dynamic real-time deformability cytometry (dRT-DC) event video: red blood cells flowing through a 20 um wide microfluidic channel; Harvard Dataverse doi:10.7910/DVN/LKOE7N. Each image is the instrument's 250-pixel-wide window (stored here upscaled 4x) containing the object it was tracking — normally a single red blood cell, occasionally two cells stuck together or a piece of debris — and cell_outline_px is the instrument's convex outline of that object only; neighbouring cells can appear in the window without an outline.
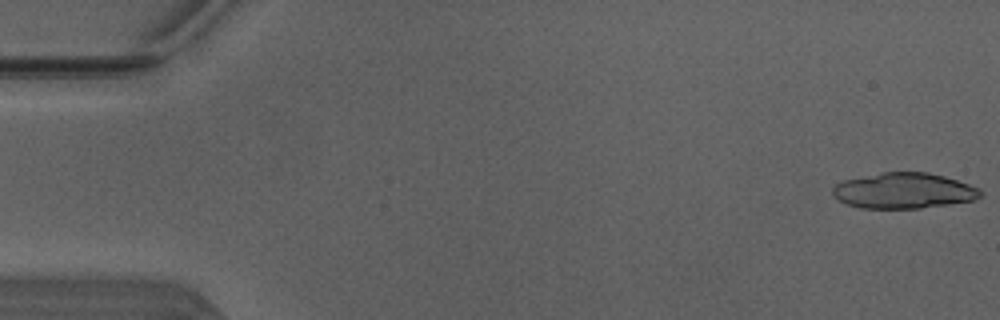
{"species": "Egyptian fruit bat (a non-hibernating species)", "species_latin": "Rousettus aegyptiacus", "temperature_condition": "warm", "stored_images_in_passage": 6, "camera_frame_rate_fps": 3000, "um_per_image_px": 0.085, "animal": {"sex": "male"}, "frame": {"image": 1, "passage_image": 1, "time_ms": 0.0, "image_size_px": [1000, 320], "cell_outline_px": [[984, 192], [976, 200], [920, 208], [860, 208], [836, 200], [832, 192], [832, 188], [836, 184], [844, 180], [884, 172], [928, 172], [944, 176], [980, 188]], "centroid_in_image_um": [76.83, 16.21], "position_along_channel_um": 8.2, "area_um2": 30.69}}